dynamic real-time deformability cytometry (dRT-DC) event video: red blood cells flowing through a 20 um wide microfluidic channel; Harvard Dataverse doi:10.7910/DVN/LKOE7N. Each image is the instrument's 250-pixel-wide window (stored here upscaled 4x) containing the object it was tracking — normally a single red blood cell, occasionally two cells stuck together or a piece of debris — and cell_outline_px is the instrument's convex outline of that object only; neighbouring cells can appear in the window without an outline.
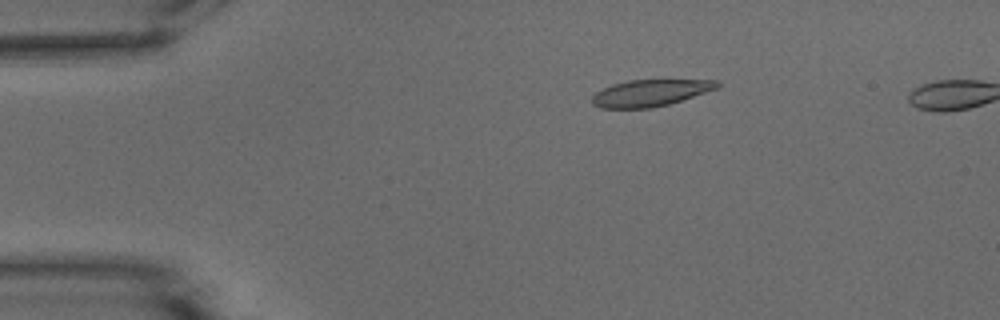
{"species": "common noctule bat (a hibernating species)", "species_latin": "Nyctalus noctula", "temperature_condition": "warm", "stored_images_in_passage": 43, "camera_frame_rate_fps": 3000, "um_per_image_px": 0.085, "animal": {"sex": "male", "body_mass_g": 15.6}, "frame": {"image": 1, "passage_image": 2, "time_ms": 0.333, "image_size_px": [1000, 320], "cell_outline_px": [[720, 84], [716, 88], [668, 104], [652, 108], [600, 108], [592, 104], [592, 96], [596, 92], [612, 84], [628, 80], [720, 80]], "centroid_in_image_um": [55.22, 7.9], "position_along_channel_um": 29.8, "area_um2": 19.19}}
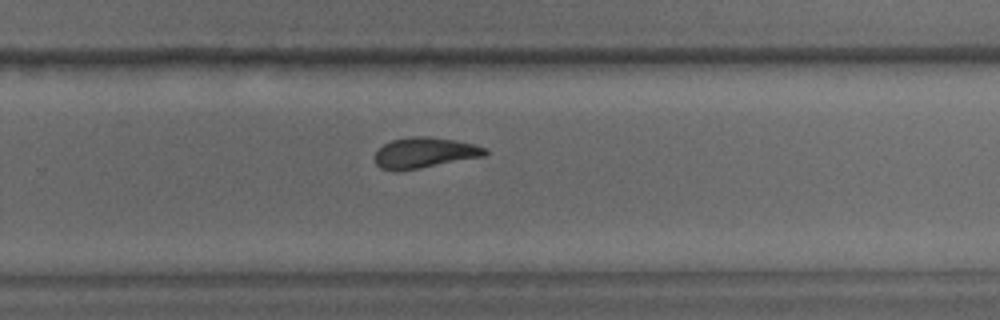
{"frame": {"image": 2, "passage_image": 27, "time_ms": 8.667, "image_size_px": [1000, 320], "cell_outline_px": [[488, 152], [484, 156], [420, 168], [396, 172], [380, 168], [376, 164], [372, 156], [384, 144], [392, 140], [412, 136], [428, 136], [456, 140], [488, 148]], "centroid_in_image_um": [36.05, 12.99], "position_along_channel_um": 293.8, "area_um2": 19.83}}
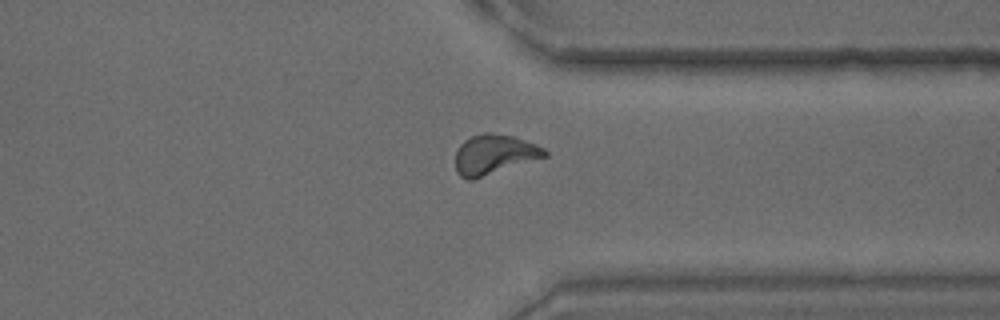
{"frame": {"image": 3, "passage_image": 33, "time_ms": 10.667, "image_size_px": [1000, 320], "cell_outline_px": [[548, 156], [472, 180], [468, 180], [460, 176], [456, 172], [456, 152], [460, 144], [464, 140], [472, 136], [484, 132], [492, 132], [512, 136], [536, 144], [544, 148], [548, 152]], "centroid_in_image_um": [42.0, 13.13], "position_along_channel_um": 369.4, "area_um2": 20.75}}